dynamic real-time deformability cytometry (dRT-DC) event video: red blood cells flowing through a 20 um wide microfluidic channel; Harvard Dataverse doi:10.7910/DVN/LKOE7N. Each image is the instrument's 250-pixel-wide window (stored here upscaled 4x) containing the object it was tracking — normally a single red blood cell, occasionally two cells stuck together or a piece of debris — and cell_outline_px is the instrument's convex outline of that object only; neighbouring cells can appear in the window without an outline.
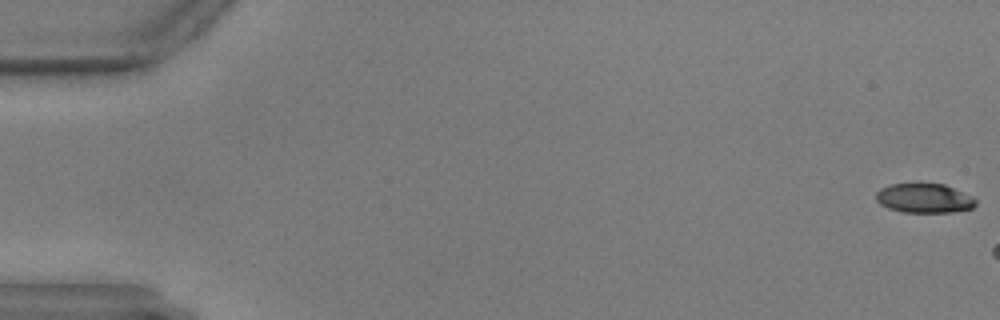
{"species": "common noctule bat (a hibernating species)", "species_latin": "Nyctalus noctula", "temperature_condition": "warm", "stored_images_in_passage": 7, "camera_frame_rate_fps": 3000, "um_per_image_px": 0.085, "animal": {"sex": "male", "body_mass_g": 17.9, "forearm_length_mm": 54.2}, "frame": {"image": 1, "passage_image": 1, "time_ms": 0.0, "image_size_px": [1000, 320], "cell_outline_px": [[976, 204], [972, 208], [952, 212], [904, 212], [888, 208], [880, 204], [876, 200], [876, 192], [880, 188], [892, 184], [944, 184], [972, 196], [976, 200]], "centroid_in_image_um": [78.55, 16.85], "position_along_channel_um": 6.4, "area_um2": 16.94}}